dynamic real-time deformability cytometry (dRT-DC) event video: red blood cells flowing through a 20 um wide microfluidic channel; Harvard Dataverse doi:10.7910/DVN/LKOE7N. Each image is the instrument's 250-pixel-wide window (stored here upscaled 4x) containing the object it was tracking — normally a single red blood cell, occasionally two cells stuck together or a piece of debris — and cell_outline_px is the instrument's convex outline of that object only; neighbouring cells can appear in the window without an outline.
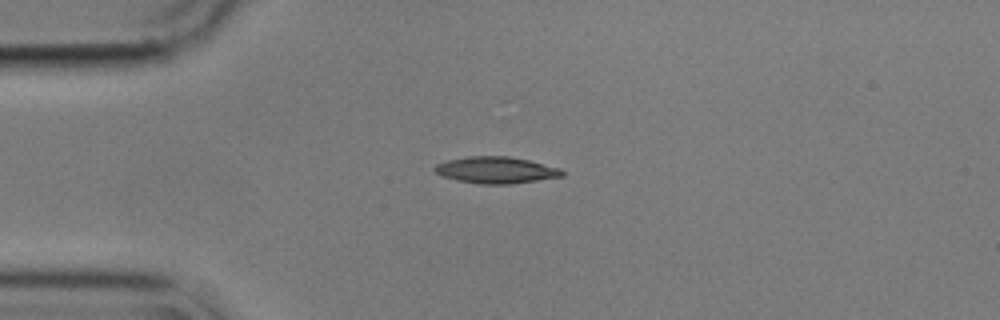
{"species": "common noctule bat (a hibernating species)", "species_latin": "Nyctalus noctula", "temperature_condition": "cold", "stored_images_in_passage": 20, "camera_frame_rate_fps": 3000, "um_per_image_px": 0.085, "animal": {"sex": "male", "body_mass_g": 17.9}, "frame": {"image": 1, "passage_image": 13, "time_ms": 4.0, "image_size_px": [1000, 320], "cell_outline_px": [[564, 176], [512, 184], [480, 184], [456, 180], [440, 176], [432, 168], [436, 164], [444, 160], [468, 156], [508, 156], [528, 160], [560, 168], [564, 172]], "centroid_in_image_um": [42.11, 14.45], "position_along_channel_um": 42.9, "area_um2": 19.94}}
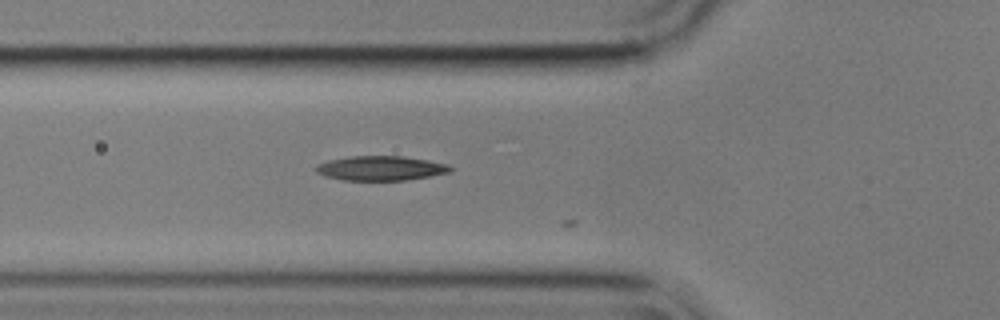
{"frame": {"image": 2, "passage_image": 19, "time_ms": 6.0, "image_size_px": [1000, 320], "cell_outline_px": [[452, 172], [408, 180], [340, 180], [324, 176], [316, 172], [316, 164], [328, 160], [348, 156], [404, 156], [428, 160], [448, 164], [452, 168]], "centroid_in_image_um": [32.35, 14.3], "position_along_channel_um": 93.4, "area_um2": 19.42}}